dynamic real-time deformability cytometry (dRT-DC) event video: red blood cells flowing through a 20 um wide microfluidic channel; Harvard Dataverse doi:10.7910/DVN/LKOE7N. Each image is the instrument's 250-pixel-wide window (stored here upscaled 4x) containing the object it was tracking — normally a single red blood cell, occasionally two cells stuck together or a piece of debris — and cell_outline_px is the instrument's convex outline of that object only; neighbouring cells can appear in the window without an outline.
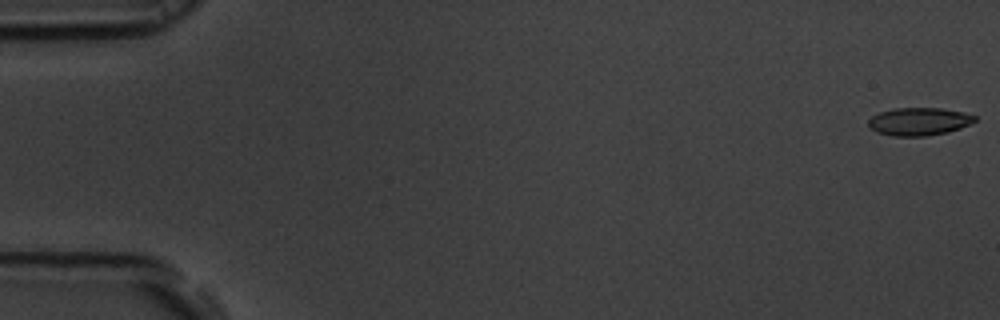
{"species": "common noctule bat (a hibernating species)", "species_latin": "Nyctalus noctula", "temperature_condition": "room temperature", "stored_images_in_passage": 56, "camera_frame_rate_fps": 3000, "um_per_image_px": 0.085, "animal": {"sex": "male", "body_mass_g": 19.5, "forearm_length_mm": 54.6}, "frame": {"image": 1, "passage_image": 1, "time_ms": 0.0, "image_size_px": [1000, 320], "cell_outline_px": [[976, 120], [960, 128], [948, 132], [924, 136], [892, 136], [876, 132], [868, 124], [868, 120], [872, 116], [880, 112], [896, 108], [940, 108], [964, 112], [976, 116]], "centroid_in_image_um": [78.11, 10.33], "position_along_channel_um": 6.9, "area_um2": 17.17}}
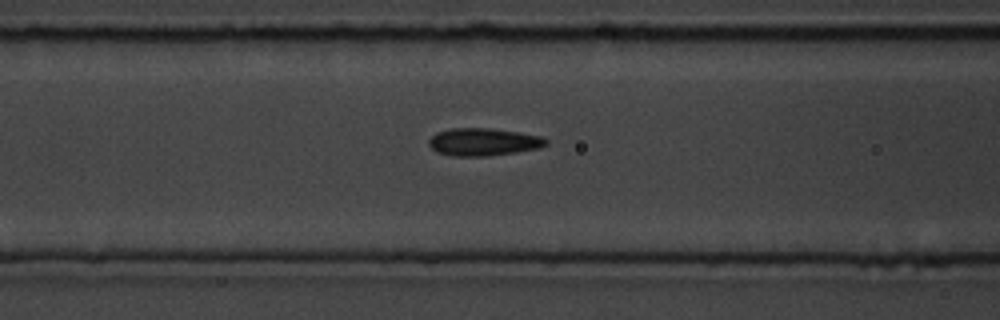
{"frame": {"image": 2, "passage_image": 23, "time_ms": 7.333, "image_size_px": [1000, 320], "cell_outline_px": [[548, 144], [540, 148], [516, 152], [488, 156], [452, 156], [436, 152], [428, 144], [428, 140], [436, 132], [452, 128], [488, 128], [520, 132], [544, 136], [548, 140]], "centroid_in_image_um": [41.11, 12.06], "position_along_channel_um": 125.5, "area_um2": 19.07}}
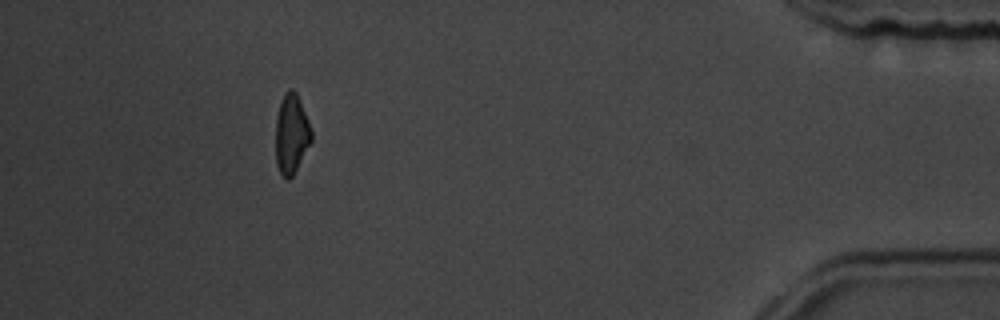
{"frame": {"image": 3, "passage_image": 51, "time_ms": 16.667, "image_size_px": [1000, 320], "cell_outline_px": [[312, 140], [292, 176], [288, 180], [280, 172], [276, 164], [276, 116], [280, 100], [284, 92], [288, 88], [292, 88], [296, 92], [300, 100], [308, 120], [312, 132]], "centroid_in_image_um": [24.76, 11.33], "position_along_channel_um": 410.4, "area_um2": 16.59}, "authors_computed_cell_mechanics": {"area_um2": 17.7446, "velocity_mm_per_s": 3.6712, "shape_relaxation_time_tau1_ms": 8.8596, "shape_relaxation_time_tau2_ms": 2.4667, "deformation_change_tau1": 0.1572, "deformation_change_tau2": 0.1062}}